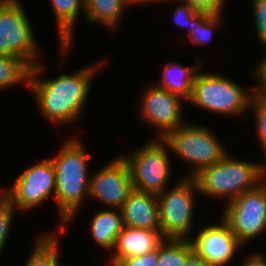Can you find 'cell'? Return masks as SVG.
<instances>
[{"label":"cell","mask_w":266,"mask_h":266,"mask_svg":"<svg viewBox=\"0 0 266 266\" xmlns=\"http://www.w3.org/2000/svg\"><path fill=\"white\" fill-rule=\"evenodd\" d=\"M90 232L93 240L107 251H113L117 237L124 224L120 209H104L96 212L90 221Z\"/></svg>","instance_id":"17"},{"label":"cell","mask_w":266,"mask_h":266,"mask_svg":"<svg viewBox=\"0 0 266 266\" xmlns=\"http://www.w3.org/2000/svg\"><path fill=\"white\" fill-rule=\"evenodd\" d=\"M198 60L199 63L197 62V64L190 67L183 66L177 61L167 63L163 69L162 77L156 85L188 101L192 94L194 77L202 65L201 60Z\"/></svg>","instance_id":"18"},{"label":"cell","mask_w":266,"mask_h":266,"mask_svg":"<svg viewBox=\"0 0 266 266\" xmlns=\"http://www.w3.org/2000/svg\"><path fill=\"white\" fill-rule=\"evenodd\" d=\"M51 7L53 8L57 34L59 36V50L61 51V57H66V54H70L72 47V41L74 40V28L77 24V19L80 12L85 13V0H49ZM84 10V11H82Z\"/></svg>","instance_id":"16"},{"label":"cell","mask_w":266,"mask_h":266,"mask_svg":"<svg viewBox=\"0 0 266 266\" xmlns=\"http://www.w3.org/2000/svg\"><path fill=\"white\" fill-rule=\"evenodd\" d=\"M265 165L234 158L230 152L218 163L201 169L192 178L201 195L229 203L265 181Z\"/></svg>","instance_id":"3"},{"label":"cell","mask_w":266,"mask_h":266,"mask_svg":"<svg viewBox=\"0 0 266 266\" xmlns=\"http://www.w3.org/2000/svg\"><path fill=\"white\" fill-rule=\"evenodd\" d=\"M254 94V87L246 89L222 74L203 73L199 69L187 102L213 114L237 117L250 110Z\"/></svg>","instance_id":"4"},{"label":"cell","mask_w":266,"mask_h":266,"mask_svg":"<svg viewBox=\"0 0 266 266\" xmlns=\"http://www.w3.org/2000/svg\"><path fill=\"white\" fill-rule=\"evenodd\" d=\"M161 139L169 151L193 166L190 176L186 177L195 176L201 169L218 163L228 154L220 139L205 125L186 122Z\"/></svg>","instance_id":"5"},{"label":"cell","mask_w":266,"mask_h":266,"mask_svg":"<svg viewBox=\"0 0 266 266\" xmlns=\"http://www.w3.org/2000/svg\"><path fill=\"white\" fill-rule=\"evenodd\" d=\"M264 164H265V174H266V160H265ZM265 180H266V176H265Z\"/></svg>","instance_id":"35"},{"label":"cell","mask_w":266,"mask_h":266,"mask_svg":"<svg viewBox=\"0 0 266 266\" xmlns=\"http://www.w3.org/2000/svg\"><path fill=\"white\" fill-rule=\"evenodd\" d=\"M185 266H208L205 259L192 250L187 255Z\"/></svg>","instance_id":"32"},{"label":"cell","mask_w":266,"mask_h":266,"mask_svg":"<svg viewBox=\"0 0 266 266\" xmlns=\"http://www.w3.org/2000/svg\"><path fill=\"white\" fill-rule=\"evenodd\" d=\"M198 186L192 177L182 180L157 194L161 233L165 239L189 240L195 213ZM190 235V236H189Z\"/></svg>","instance_id":"6"},{"label":"cell","mask_w":266,"mask_h":266,"mask_svg":"<svg viewBox=\"0 0 266 266\" xmlns=\"http://www.w3.org/2000/svg\"><path fill=\"white\" fill-rule=\"evenodd\" d=\"M254 27L258 40L263 48L266 47V0H252Z\"/></svg>","instance_id":"26"},{"label":"cell","mask_w":266,"mask_h":266,"mask_svg":"<svg viewBox=\"0 0 266 266\" xmlns=\"http://www.w3.org/2000/svg\"><path fill=\"white\" fill-rule=\"evenodd\" d=\"M132 190L129 167L120 155L90 175L88 198L111 209H121Z\"/></svg>","instance_id":"12"},{"label":"cell","mask_w":266,"mask_h":266,"mask_svg":"<svg viewBox=\"0 0 266 266\" xmlns=\"http://www.w3.org/2000/svg\"><path fill=\"white\" fill-rule=\"evenodd\" d=\"M31 67L21 58L0 54V90L24 82L29 84Z\"/></svg>","instance_id":"21"},{"label":"cell","mask_w":266,"mask_h":266,"mask_svg":"<svg viewBox=\"0 0 266 266\" xmlns=\"http://www.w3.org/2000/svg\"><path fill=\"white\" fill-rule=\"evenodd\" d=\"M158 248L146 254L136 257H129L119 261L117 266H157Z\"/></svg>","instance_id":"29"},{"label":"cell","mask_w":266,"mask_h":266,"mask_svg":"<svg viewBox=\"0 0 266 266\" xmlns=\"http://www.w3.org/2000/svg\"><path fill=\"white\" fill-rule=\"evenodd\" d=\"M74 73L62 74L54 79H42L44 64L31 68L28 89L34 94L39 114L51 123L70 125L81 116L88 94L93 85V76L97 74L105 61H96ZM43 64V65H42ZM100 66V67H99ZM40 76V77H39Z\"/></svg>","instance_id":"1"},{"label":"cell","mask_w":266,"mask_h":266,"mask_svg":"<svg viewBox=\"0 0 266 266\" xmlns=\"http://www.w3.org/2000/svg\"><path fill=\"white\" fill-rule=\"evenodd\" d=\"M9 188L1 193L19 211L40 207L49 197H55L56 172L52 160H40L20 173ZM52 195V196H51Z\"/></svg>","instance_id":"10"},{"label":"cell","mask_w":266,"mask_h":266,"mask_svg":"<svg viewBox=\"0 0 266 266\" xmlns=\"http://www.w3.org/2000/svg\"><path fill=\"white\" fill-rule=\"evenodd\" d=\"M198 11L186 4H180L175 8V11L173 13L174 22L176 23V26H178L181 29H188L189 34L191 32V27L193 26V15H195Z\"/></svg>","instance_id":"27"},{"label":"cell","mask_w":266,"mask_h":266,"mask_svg":"<svg viewBox=\"0 0 266 266\" xmlns=\"http://www.w3.org/2000/svg\"><path fill=\"white\" fill-rule=\"evenodd\" d=\"M56 172L55 200L61 220L59 231L73 222L89 191V161L84 143L67 138L57 155L49 157Z\"/></svg>","instance_id":"2"},{"label":"cell","mask_w":266,"mask_h":266,"mask_svg":"<svg viewBox=\"0 0 266 266\" xmlns=\"http://www.w3.org/2000/svg\"><path fill=\"white\" fill-rule=\"evenodd\" d=\"M192 250L190 240L165 239L158 247L157 266H185Z\"/></svg>","instance_id":"22"},{"label":"cell","mask_w":266,"mask_h":266,"mask_svg":"<svg viewBox=\"0 0 266 266\" xmlns=\"http://www.w3.org/2000/svg\"><path fill=\"white\" fill-rule=\"evenodd\" d=\"M164 241L165 238L161 230L136 229L124 226L107 262L116 265L123 259L141 256L156 250Z\"/></svg>","instance_id":"15"},{"label":"cell","mask_w":266,"mask_h":266,"mask_svg":"<svg viewBox=\"0 0 266 266\" xmlns=\"http://www.w3.org/2000/svg\"><path fill=\"white\" fill-rule=\"evenodd\" d=\"M124 226L136 229L161 230L157 195L133 189L122 208Z\"/></svg>","instance_id":"14"},{"label":"cell","mask_w":266,"mask_h":266,"mask_svg":"<svg viewBox=\"0 0 266 266\" xmlns=\"http://www.w3.org/2000/svg\"><path fill=\"white\" fill-rule=\"evenodd\" d=\"M225 204L222 218L243 246L266 231V180Z\"/></svg>","instance_id":"9"},{"label":"cell","mask_w":266,"mask_h":266,"mask_svg":"<svg viewBox=\"0 0 266 266\" xmlns=\"http://www.w3.org/2000/svg\"><path fill=\"white\" fill-rule=\"evenodd\" d=\"M58 235L57 230L50 234L39 235L37 240L35 239L31 255L23 266H62L59 260L60 241Z\"/></svg>","instance_id":"20"},{"label":"cell","mask_w":266,"mask_h":266,"mask_svg":"<svg viewBox=\"0 0 266 266\" xmlns=\"http://www.w3.org/2000/svg\"><path fill=\"white\" fill-rule=\"evenodd\" d=\"M222 14H208L198 11L193 15V26L188 34L190 41L197 46H205L212 40L214 30L221 24Z\"/></svg>","instance_id":"23"},{"label":"cell","mask_w":266,"mask_h":266,"mask_svg":"<svg viewBox=\"0 0 266 266\" xmlns=\"http://www.w3.org/2000/svg\"><path fill=\"white\" fill-rule=\"evenodd\" d=\"M108 263V265L107 266H117V265H115V264H112V263H109V262H107Z\"/></svg>","instance_id":"34"},{"label":"cell","mask_w":266,"mask_h":266,"mask_svg":"<svg viewBox=\"0 0 266 266\" xmlns=\"http://www.w3.org/2000/svg\"><path fill=\"white\" fill-rule=\"evenodd\" d=\"M16 208L0 192V255L7 244Z\"/></svg>","instance_id":"25"},{"label":"cell","mask_w":266,"mask_h":266,"mask_svg":"<svg viewBox=\"0 0 266 266\" xmlns=\"http://www.w3.org/2000/svg\"><path fill=\"white\" fill-rule=\"evenodd\" d=\"M129 0H85L84 17L91 25L97 23L106 28L114 29L120 23Z\"/></svg>","instance_id":"19"},{"label":"cell","mask_w":266,"mask_h":266,"mask_svg":"<svg viewBox=\"0 0 266 266\" xmlns=\"http://www.w3.org/2000/svg\"><path fill=\"white\" fill-rule=\"evenodd\" d=\"M27 12L19 0L0 1V54L23 59L31 68L42 54Z\"/></svg>","instance_id":"7"},{"label":"cell","mask_w":266,"mask_h":266,"mask_svg":"<svg viewBox=\"0 0 266 266\" xmlns=\"http://www.w3.org/2000/svg\"><path fill=\"white\" fill-rule=\"evenodd\" d=\"M169 1V2H168ZM171 1H175V0H129V3L131 4V6L132 5H140V4H143V3H159V2H161V3H165V2H168V3H171Z\"/></svg>","instance_id":"33"},{"label":"cell","mask_w":266,"mask_h":266,"mask_svg":"<svg viewBox=\"0 0 266 266\" xmlns=\"http://www.w3.org/2000/svg\"><path fill=\"white\" fill-rule=\"evenodd\" d=\"M200 230L189 240L193 250L205 259L208 266L229 265L239 248H243L223 218L219 224L208 225Z\"/></svg>","instance_id":"13"},{"label":"cell","mask_w":266,"mask_h":266,"mask_svg":"<svg viewBox=\"0 0 266 266\" xmlns=\"http://www.w3.org/2000/svg\"><path fill=\"white\" fill-rule=\"evenodd\" d=\"M250 110L254 113L257 136L266 155V95L255 93L251 102ZM266 157V156H265Z\"/></svg>","instance_id":"24"},{"label":"cell","mask_w":266,"mask_h":266,"mask_svg":"<svg viewBox=\"0 0 266 266\" xmlns=\"http://www.w3.org/2000/svg\"><path fill=\"white\" fill-rule=\"evenodd\" d=\"M240 266H266V256L262 253L252 252L246 260H243V263L241 262Z\"/></svg>","instance_id":"31"},{"label":"cell","mask_w":266,"mask_h":266,"mask_svg":"<svg viewBox=\"0 0 266 266\" xmlns=\"http://www.w3.org/2000/svg\"><path fill=\"white\" fill-rule=\"evenodd\" d=\"M264 56L262 61L260 60L256 66H253L251 73H253L254 79L256 78L258 80H256L257 86H253L254 92L266 95V54Z\"/></svg>","instance_id":"30"},{"label":"cell","mask_w":266,"mask_h":266,"mask_svg":"<svg viewBox=\"0 0 266 266\" xmlns=\"http://www.w3.org/2000/svg\"><path fill=\"white\" fill-rule=\"evenodd\" d=\"M168 152L166 143L156 137L131 155L122 156L129 167L133 189L156 195L167 189L172 161Z\"/></svg>","instance_id":"8"},{"label":"cell","mask_w":266,"mask_h":266,"mask_svg":"<svg viewBox=\"0 0 266 266\" xmlns=\"http://www.w3.org/2000/svg\"><path fill=\"white\" fill-rule=\"evenodd\" d=\"M140 99L141 120L158 131L157 138L186 123L182 116V102L187 100L181 96L154 84L146 86Z\"/></svg>","instance_id":"11"},{"label":"cell","mask_w":266,"mask_h":266,"mask_svg":"<svg viewBox=\"0 0 266 266\" xmlns=\"http://www.w3.org/2000/svg\"><path fill=\"white\" fill-rule=\"evenodd\" d=\"M194 7L197 11L208 14H223L226 0H176Z\"/></svg>","instance_id":"28"}]
</instances>
